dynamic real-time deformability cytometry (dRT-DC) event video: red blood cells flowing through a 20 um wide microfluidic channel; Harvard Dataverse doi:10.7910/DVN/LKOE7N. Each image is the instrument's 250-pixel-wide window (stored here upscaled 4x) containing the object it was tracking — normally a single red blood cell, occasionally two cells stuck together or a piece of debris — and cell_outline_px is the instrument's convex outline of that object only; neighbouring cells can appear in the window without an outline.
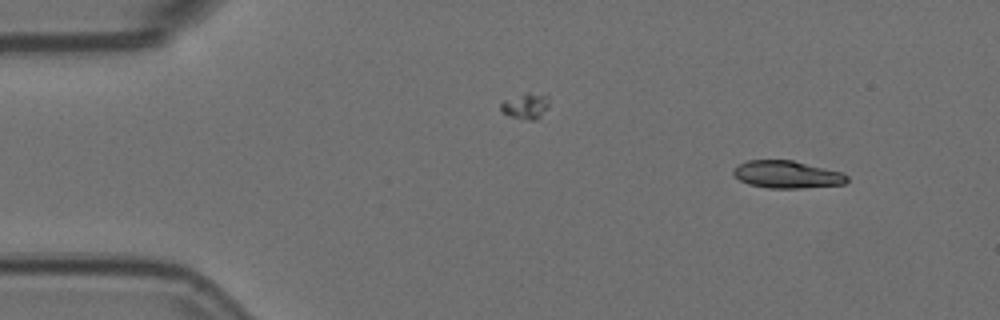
{"species": "Egyptian fruit bat (a non-hibernating species)", "species_latin": "Rousettus aegyptiacus", "temperature_condition": "room temperature", "stored_images_in_passage": 4, "camera_frame_rate_fps": 3000, "um_per_image_px": 0.085, "animal": {"sex": "female"}, "frame": {"image": 1, "passage_image": 1, "time_ms": 0.0, "image_size_px": [1000, 320], "cell_outline_px": [[848, 180], [844, 184], [800, 188], [768, 188], [748, 184], [740, 180], [732, 172], [740, 164], [748, 160], [792, 160], [840, 172], [848, 176]], "centroid_in_image_um": [66.89, 14.84], "position_along_channel_um": 18.1, "area_um2": 17.86}}
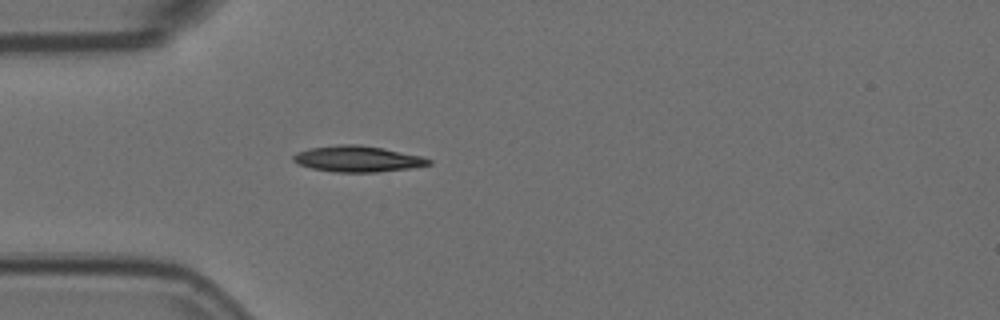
{"frame": {"image": 2, "passage_image": 4, "time_ms": 1.0, "image_size_px": [1000, 320], "cell_outline_px": [[432, 164], [412, 168], [376, 172], [332, 172], [312, 168], [300, 164], [292, 160], [292, 156], [296, 152], [308, 148], [336, 144], [360, 144], [420, 156], [432, 160]], "centroid_in_image_um": [30.36, 13.5], "position_along_channel_um": 54.6, "area_um2": 20.52}}